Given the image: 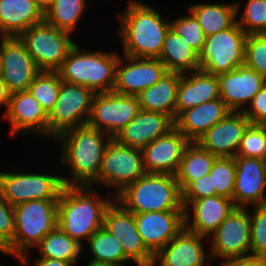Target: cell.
<instances>
[{
    "label": "cell",
    "instance_id": "cell-46",
    "mask_svg": "<svg viewBox=\"0 0 266 266\" xmlns=\"http://www.w3.org/2000/svg\"><path fill=\"white\" fill-rule=\"evenodd\" d=\"M15 261L22 266H77L73 262L62 261L58 259L50 258H38L35 257L33 263L30 262V256L28 257H12ZM33 264V265H32Z\"/></svg>",
    "mask_w": 266,
    "mask_h": 266
},
{
    "label": "cell",
    "instance_id": "cell-17",
    "mask_svg": "<svg viewBox=\"0 0 266 266\" xmlns=\"http://www.w3.org/2000/svg\"><path fill=\"white\" fill-rule=\"evenodd\" d=\"M38 66L19 37L3 35L1 76L10 93L27 91L40 73Z\"/></svg>",
    "mask_w": 266,
    "mask_h": 266
},
{
    "label": "cell",
    "instance_id": "cell-28",
    "mask_svg": "<svg viewBox=\"0 0 266 266\" xmlns=\"http://www.w3.org/2000/svg\"><path fill=\"white\" fill-rule=\"evenodd\" d=\"M44 21V10L32 0H0V35L19 37Z\"/></svg>",
    "mask_w": 266,
    "mask_h": 266
},
{
    "label": "cell",
    "instance_id": "cell-6",
    "mask_svg": "<svg viewBox=\"0 0 266 266\" xmlns=\"http://www.w3.org/2000/svg\"><path fill=\"white\" fill-rule=\"evenodd\" d=\"M57 208L58 199L31 200L14 206L15 233L5 249L6 256L28 257L57 227Z\"/></svg>",
    "mask_w": 266,
    "mask_h": 266
},
{
    "label": "cell",
    "instance_id": "cell-20",
    "mask_svg": "<svg viewBox=\"0 0 266 266\" xmlns=\"http://www.w3.org/2000/svg\"><path fill=\"white\" fill-rule=\"evenodd\" d=\"M189 143L190 141L175 127L156 138L141 150L145 172L175 175Z\"/></svg>",
    "mask_w": 266,
    "mask_h": 266
},
{
    "label": "cell",
    "instance_id": "cell-23",
    "mask_svg": "<svg viewBox=\"0 0 266 266\" xmlns=\"http://www.w3.org/2000/svg\"><path fill=\"white\" fill-rule=\"evenodd\" d=\"M250 123L243 112L231 111L196 142L216 157H235L240 141Z\"/></svg>",
    "mask_w": 266,
    "mask_h": 266
},
{
    "label": "cell",
    "instance_id": "cell-51",
    "mask_svg": "<svg viewBox=\"0 0 266 266\" xmlns=\"http://www.w3.org/2000/svg\"><path fill=\"white\" fill-rule=\"evenodd\" d=\"M3 35H0V72L2 68Z\"/></svg>",
    "mask_w": 266,
    "mask_h": 266
},
{
    "label": "cell",
    "instance_id": "cell-53",
    "mask_svg": "<svg viewBox=\"0 0 266 266\" xmlns=\"http://www.w3.org/2000/svg\"><path fill=\"white\" fill-rule=\"evenodd\" d=\"M263 259H264V261H265V264H266V256H263Z\"/></svg>",
    "mask_w": 266,
    "mask_h": 266
},
{
    "label": "cell",
    "instance_id": "cell-30",
    "mask_svg": "<svg viewBox=\"0 0 266 266\" xmlns=\"http://www.w3.org/2000/svg\"><path fill=\"white\" fill-rule=\"evenodd\" d=\"M198 20L205 37L232 27L237 22V7L234 3H194L188 9Z\"/></svg>",
    "mask_w": 266,
    "mask_h": 266
},
{
    "label": "cell",
    "instance_id": "cell-29",
    "mask_svg": "<svg viewBox=\"0 0 266 266\" xmlns=\"http://www.w3.org/2000/svg\"><path fill=\"white\" fill-rule=\"evenodd\" d=\"M181 75L167 72L156 84L140 92L136 97L141 110L165 114L174 122Z\"/></svg>",
    "mask_w": 266,
    "mask_h": 266
},
{
    "label": "cell",
    "instance_id": "cell-3",
    "mask_svg": "<svg viewBox=\"0 0 266 266\" xmlns=\"http://www.w3.org/2000/svg\"><path fill=\"white\" fill-rule=\"evenodd\" d=\"M95 189L64 185L58 199L57 227L83 247L87 246L89 237L103 226L105 212L115 200L113 195L104 197Z\"/></svg>",
    "mask_w": 266,
    "mask_h": 266
},
{
    "label": "cell",
    "instance_id": "cell-47",
    "mask_svg": "<svg viewBox=\"0 0 266 266\" xmlns=\"http://www.w3.org/2000/svg\"><path fill=\"white\" fill-rule=\"evenodd\" d=\"M221 266H266L263 257L247 256L225 261Z\"/></svg>",
    "mask_w": 266,
    "mask_h": 266
},
{
    "label": "cell",
    "instance_id": "cell-21",
    "mask_svg": "<svg viewBox=\"0 0 266 266\" xmlns=\"http://www.w3.org/2000/svg\"><path fill=\"white\" fill-rule=\"evenodd\" d=\"M138 233L155 256L184 227V211L134 213Z\"/></svg>",
    "mask_w": 266,
    "mask_h": 266
},
{
    "label": "cell",
    "instance_id": "cell-42",
    "mask_svg": "<svg viewBox=\"0 0 266 266\" xmlns=\"http://www.w3.org/2000/svg\"><path fill=\"white\" fill-rule=\"evenodd\" d=\"M244 65L266 80V34L247 35Z\"/></svg>",
    "mask_w": 266,
    "mask_h": 266
},
{
    "label": "cell",
    "instance_id": "cell-8",
    "mask_svg": "<svg viewBox=\"0 0 266 266\" xmlns=\"http://www.w3.org/2000/svg\"><path fill=\"white\" fill-rule=\"evenodd\" d=\"M145 174L142 151L121 145L112 138L105 148L98 178L90 186H106L115 197Z\"/></svg>",
    "mask_w": 266,
    "mask_h": 266
},
{
    "label": "cell",
    "instance_id": "cell-32",
    "mask_svg": "<svg viewBox=\"0 0 266 266\" xmlns=\"http://www.w3.org/2000/svg\"><path fill=\"white\" fill-rule=\"evenodd\" d=\"M216 158L197 142H190L183 152L175 174L180 190L182 191L191 181L208 175Z\"/></svg>",
    "mask_w": 266,
    "mask_h": 266
},
{
    "label": "cell",
    "instance_id": "cell-16",
    "mask_svg": "<svg viewBox=\"0 0 266 266\" xmlns=\"http://www.w3.org/2000/svg\"><path fill=\"white\" fill-rule=\"evenodd\" d=\"M2 117L10 125L8 130L11 137L31 134L48 138V114L28 91L11 93Z\"/></svg>",
    "mask_w": 266,
    "mask_h": 266
},
{
    "label": "cell",
    "instance_id": "cell-39",
    "mask_svg": "<svg viewBox=\"0 0 266 266\" xmlns=\"http://www.w3.org/2000/svg\"><path fill=\"white\" fill-rule=\"evenodd\" d=\"M187 11L186 15L183 14L178 18H173L170 21V25L186 45L200 54L204 47L205 35L198 20L189 10Z\"/></svg>",
    "mask_w": 266,
    "mask_h": 266
},
{
    "label": "cell",
    "instance_id": "cell-14",
    "mask_svg": "<svg viewBox=\"0 0 266 266\" xmlns=\"http://www.w3.org/2000/svg\"><path fill=\"white\" fill-rule=\"evenodd\" d=\"M103 227L119 241L125 256L132 263L137 266H152L154 255L138 233L134 213L125 210L114 200L105 212Z\"/></svg>",
    "mask_w": 266,
    "mask_h": 266
},
{
    "label": "cell",
    "instance_id": "cell-22",
    "mask_svg": "<svg viewBox=\"0 0 266 266\" xmlns=\"http://www.w3.org/2000/svg\"><path fill=\"white\" fill-rule=\"evenodd\" d=\"M221 100L233 112H243L266 80L253 69L242 65L217 75Z\"/></svg>",
    "mask_w": 266,
    "mask_h": 266
},
{
    "label": "cell",
    "instance_id": "cell-50",
    "mask_svg": "<svg viewBox=\"0 0 266 266\" xmlns=\"http://www.w3.org/2000/svg\"><path fill=\"white\" fill-rule=\"evenodd\" d=\"M86 266H120V265L101 263V262H93V261L89 260V262H87Z\"/></svg>",
    "mask_w": 266,
    "mask_h": 266
},
{
    "label": "cell",
    "instance_id": "cell-12",
    "mask_svg": "<svg viewBox=\"0 0 266 266\" xmlns=\"http://www.w3.org/2000/svg\"><path fill=\"white\" fill-rule=\"evenodd\" d=\"M208 240L211 260L219 259L220 266L225 261L250 256L249 208H235Z\"/></svg>",
    "mask_w": 266,
    "mask_h": 266
},
{
    "label": "cell",
    "instance_id": "cell-24",
    "mask_svg": "<svg viewBox=\"0 0 266 266\" xmlns=\"http://www.w3.org/2000/svg\"><path fill=\"white\" fill-rule=\"evenodd\" d=\"M235 208L232 199L219 195L193 200L184 209L185 227L208 238Z\"/></svg>",
    "mask_w": 266,
    "mask_h": 266
},
{
    "label": "cell",
    "instance_id": "cell-10",
    "mask_svg": "<svg viewBox=\"0 0 266 266\" xmlns=\"http://www.w3.org/2000/svg\"><path fill=\"white\" fill-rule=\"evenodd\" d=\"M247 34L236 22L232 27L205 37L199 64L203 71L220 75L244 65Z\"/></svg>",
    "mask_w": 266,
    "mask_h": 266
},
{
    "label": "cell",
    "instance_id": "cell-19",
    "mask_svg": "<svg viewBox=\"0 0 266 266\" xmlns=\"http://www.w3.org/2000/svg\"><path fill=\"white\" fill-rule=\"evenodd\" d=\"M201 236L184 227L155 256L152 266H210V251Z\"/></svg>",
    "mask_w": 266,
    "mask_h": 266
},
{
    "label": "cell",
    "instance_id": "cell-26",
    "mask_svg": "<svg viewBox=\"0 0 266 266\" xmlns=\"http://www.w3.org/2000/svg\"><path fill=\"white\" fill-rule=\"evenodd\" d=\"M215 99H221L217 75L201 69L184 73L177 89L175 118L182 111Z\"/></svg>",
    "mask_w": 266,
    "mask_h": 266
},
{
    "label": "cell",
    "instance_id": "cell-31",
    "mask_svg": "<svg viewBox=\"0 0 266 266\" xmlns=\"http://www.w3.org/2000/svg\"><path fill=\"white\" fill-rule=\"evenodd\" d=\"M158 59L168 72L188 73L200 68L199 54L170 28L166 34Z\"/></svg>",
    "mask_w": 266,
    "mask_h": 266
},
{
    "label": "cell",
    "instance_id": "cell-1",
    "mask_svg": "<svg viewBox=\"0 0 266 266\" xmlns=\"http://www.w3.org/2000/svg\"><path fill=\"white\" fill-rule=\"evenodd\" d=\"M112 137L88 124L70 129L55 140L60 143L59 163L69 176L62 174L67 186H90L101 169L105 148ZM67 176V177H66Z\"/></svg>",
    "mask_w": 266,
    "mask_h": 266
},
{
    "label": "cell",
    "instance_id": "cell-11",
    "mask_svg": "<svg viewBox=\"0 0 266 266\" xmlns=\"http://www.w3.org/2000/svg\"><path fill=\"white\" fill-rule=\"evenodd\" d=\"M95 94L86 86L62 81L54 109L48 115V137L55 140L67 130L86 125Z\"/></svg>",
    "mask_w": 266,
    "mask_h": 266
},
{
    "label": "cell",
    "instance_id": "cell-48",
    "mask_svg": "<svg viewBox=\"0 0 266 266\" xmlns=\"http://www.w3.org/2000/svg\"><path fill=\"white\" fill-rule=\"evenodd\" d=\"M10 92L8 91L6 87V83L4 82L1 74H0V106H3V109L5 108L4 113L7 110L9 99H10Z\"/></svg>",
    "mask_w": 266,
    "mask_h": 266
},
{
    "label": "cell",
    "instance_id": "cell-15",
    "mask_svg": "<svg viewBox=\"0 0 266 266\" xmlns=\"http://www.w3.org/2000/svg\"><path fill=\"white\" fill-rule=\"evenodd\" d=\"M165 65L158 58H135L120 55L115 69L113 91L137 96L156 84L166 73Z\"/></svg>",
    "mask_w": 266,
    "mask_h": 266
},
{
    "label": "cell",
    "instance_id": "cell-49",
    "mask_svg": "<svg viewBox=\"0 0 266 266\" xmlns=\"http://www.w3.org/2000/svg\"><path fill=\"white\" fill-rule=\"evenodd\" d=\"M32 1L36 3L39 7H41L43 10H45L50 3V0H32Z\"/></svg>",
    "mask_w": 266,
    "mask_h": 266
},
{
    "label": "cell",
    "instance_id": "cell-4",
    "mask_svg": "<svg viewBox=\"0 0 266 266\" xmlns=\"http://www.w3.org/2000/svg\"><path fill=\"white\" fill-rule=\"evenodd\" d=\"M87 50L76 43L57 71L63 82L86 86L95 93L113 91L120 51ZM119 53V54H118Z\"/></svg>",
    "mask_w": 266,
    "mask_h": 266
},
{
    "label": "cell",
    "instance_id": "cell-13",
    "mask_svg": "<svg viewBox=\"0 0 266 266\" xmlns=\"http://www.w3.org/2000/svg\"><path fill=\"white\" fill-rule=\"evenodd\" d=\"M140 111L141 107L135 95L114 91L96 93L87 124L114 138Z\"/></svg>",
    "mask_w": 266,
    "mask_h": 266
},
{
    "label": "cell",
    "instance_id": "cell-2",
    "mask_svg": "<svg viewBox=\"0 0 266 266\" xmlns=\"http://www.w3.org/2000/svg\"><path fill=\"white\" fill-rule=\"evenodd\" d=\"M126 5L117 17L120 24L117 32L123 49L121 55L158 58L171 28L170 18L167 19L155 7L141 0H128Z\"/></svg>",
    "mask_w": 266,
    "mask_h": 266
},
{
    "label": "cell",
    "instance_id": "cell-27",
    "mask_svg": "<svg viewBox=\"0 0 266 266\" xmlns=\"http://www.w3.org/2000/svg\"><path fill=\"white\" fill-rule=\"evenodd\" d=\"M231 110L221 99L202 103L182 111L174 120V127L190 142H196L209 128L223 120Z\"/></svg>",
    "mask_w": 266,
    "mask_h": 266
},
{
    "label": "cell",
    "instance_id": "cell-18",
    "mask_svg": "<svg viewBox=\"0 0 266 266\" xmlns=\"http://www.w3.org/2000/svg\"><path fill=\"white\" fill-rule=\"evenodd\" d=\"M235 165L232 200L236 208L266 204V160L235 156Z\"/></svg>",
    "mask_w": 266,
    "mask_h": 266
},
{
    "label": "cell",
    "instance_id": "cell-36",
    "mask_svg": "<svg viewBox=\"0 0 266 266\" xmlns=\"http://www.w3.org/2000/svg\"><path fill=\"white\" fill-rule=\"evenodd\" d=\"M208 175L211 196L219 195L232 199L236 178L235 157H217Z\"/></svg>",
    "mask_w": 266,
    "mask_h": 266
},
{
    "label": "cell",
    "instance_id": "cell-7",
    "mask_svg": "<svg viewBox=\"0 0 266 266\" xmlns=\"http://www.w3.org/2000/svg\"><path fill=\"white\" fill-rule=\"evenodd\" d=\"M71 36L42 21L25 30L19 38L40 71L57 72L76 44Z\"/></svg>",
    "mask_w": 266,
    "mask_h": 266
},
{
    "label": "cell",
    "instance_id": "cell-35",
    "mask_svg": "<svg viewBox=\"0 0 266 266\" xmlns=\"http://www.w3.org/2000/svg\"><path fill=\"white\" fill-rule=\"evenodd\" d=\"M87 243L90 261L120 266L130 261L119 241L103 226L89 237Z\"/></svg>",
    "mask_w": 266,
    "mask_h": 266
},
{
    "label": "cell",
    "instance_id": "cell-52",
    "mask_svg": "<svg viewBox=\"0 0 266 266\" xmlns=\"http://www.w3.org/2000/svg\"><path fill=\"white\" fill-rule=\"evenodd\" d=\"M0 253H2V254H5L6 255V252H5V250L0 246Z\"/></svg>",
    "mask_w": 266,
    "mask_h": 266
},
{
    "label": "cell",
    "instance_id": "cell-41",
    "mask_svg": "<svg viewBox=\"0 0 266 266\" xmlns=\"http://www.w3.org/2000/svg\"><path fill=\"white\" fill-rule=\"evenodd\" d=\"M250 213V256H266V204L253 206Z\"/></svg>",
    "mask_w": 266,
    "mask_h": 266
},
{
    "label": "cell",
    "instance_id": "cell-40",
    "mask_svg": "<svg viewBox=\"0 0 266 266\" xmlns=\"http://www.w3.org/2000/svg\"><path fill=\"white\" fill-rule=\"evenodd\" d=\"M236 156L266 160V125L252 123L248 125Z\"/></svg>",
    "mask_w": 266,
    "mask_h": 266
},
{
    "label": "cell",
    "instance_id": "cell-5",
    "mask_svg": "<svg viewBox=\"0 0 266 266\" xmlns=\"http://www.w3.org/2000/svg\"><path fill=\"white\" fill-rule=\"evenodd\" d=\"M132 213L184 211L175 175L146 173L115 196Z\"/></svg>",
    "mask_w": 266,
    "mask_h": 266
},
{
    "label": "cell",
    "instance_id": "cell-37",
    "mask_svg": "<svg viewBox=\"0 0 266 266\" xmlns=\"http://www.w3.org/2000/svg\"><path fill=\"white\" fill-rule=\"evenodd\" d=\"M61 82L58 72L41 71L27 89L48 115L54 109Z\"/></svg>",
    "mask_w": 266,
    "mask_h": 266
},
{
    "label": "cell",
    "instance_id": "cell-34",
    "mask_svg": "<svg viewBox=\"0 0 266 266\" xmlns=\"http://www.w3.org/2000/svg\"><path fill=\"white\" fill-rule=\"evenodd\" d=\"M36 248L39 252V256L36 257L73 262L78 266L85 247L56 227L41 240Z\"/></svg>",
    "mask_w": 266,
    "mask_h": 266
},
{
    "label": "cell",
    "instance_id": "cell-38",
    "mask_svg": "<svg viewBox=\"0 0 266 266\" xmlns=\"http://www.w3.org/2000/svg\"><path fill=\"white\" fill-rule=\"evenodd\" d=\"M241 16V4L236 2L237 23L248 34H266V0H245ZM238 16L240 18H238Z\"/></svg>",
    "mask_w": 266,
    "mask_h": 266
},
{
    "label": "cell",
    "instance_id": "cell-33",
    "mask_svg": "<svg viewBox=\"0 0 266 266\" xmlns=\"http://www.w3.org/2000/svg\"><path fill=\"white\" fill-rule=\"evenodd\" d=\"M87 2L88 0H50L44 10V21L72 35L77 34L79 22L88 7Z\"/></svg>",
    "mask_w": 266,
    "mask_h": 266
},
{
    "label": "cell",
    "instance_id": "cell-9",
    "mask_svg": "<svg viewBox=\"0 0 266 266\" xmlns=\"http://www.w3.org/2000/svg\"><path fill=\"white\" fill-rule=\"evenodd\" d=\"M8 171L0 170V194L11 206L31 200L59 199L64 187L60 173Z\"/></svg>",
    "mask_w": 266,
    "mask_h": 266
},
{
    "label": "cell",
    "instance_id": "cell-25",
    "mask_svg": "<svg viewBox=\"0 0 266 266\" xmlns=\"http://www.w3.org/2000/svg\"><path fill=\"white\" fill-rule=\"evenodd\" d=\"M173 127L174 122L167 115L141 110L113 139L121 145L142 150Z\"/></svg>",
    "mask_w": 266,
    "mask_h": 266
},
{
    "label": "cell",
    "instance_id": "cell-45",
    "mask_svg": "<svg viewBox=\"0 0 266 266\" xmlns=\"http://www.w3.org/2000/svg\"><path fill=\"white\" fill-rule=\"evenodd\" d=\"M252 124L266 125V84L243 111Z\"/></svg>",
    "mask_w": 266,
    "mask_h": 266
},
{
    "label": "cell",
    "instance_id": "cell-44",
    "mask_svg": "<svg viewBox=\"0 0 266 266\" xmlns=\"http://www.w3.org/2000/svg\"><path fill=\"white\" fill-rule=\"evenodd\" d=\"M211 196L209 175L191 181L182 191L181 199L184 209L193 201Z\"/></svg>",
    "mask_w": 266,
    "mask_h": 266
},
{
    "label": "cell",
    "instance_id": "cell-43",
    "mask_svg": "<svg viewBox=\"0 0 266 266\" xmlns=\"http://www.w3.org/2000/svg\"><path fill=\"white\" fill-rule=\"evenodd\" d=\"M14 233V206H11L0 194V246L4 250L12 243Z\"/></svg>",
    "mask_w": 266,
    "mask_h": 266
}]
</instances>
